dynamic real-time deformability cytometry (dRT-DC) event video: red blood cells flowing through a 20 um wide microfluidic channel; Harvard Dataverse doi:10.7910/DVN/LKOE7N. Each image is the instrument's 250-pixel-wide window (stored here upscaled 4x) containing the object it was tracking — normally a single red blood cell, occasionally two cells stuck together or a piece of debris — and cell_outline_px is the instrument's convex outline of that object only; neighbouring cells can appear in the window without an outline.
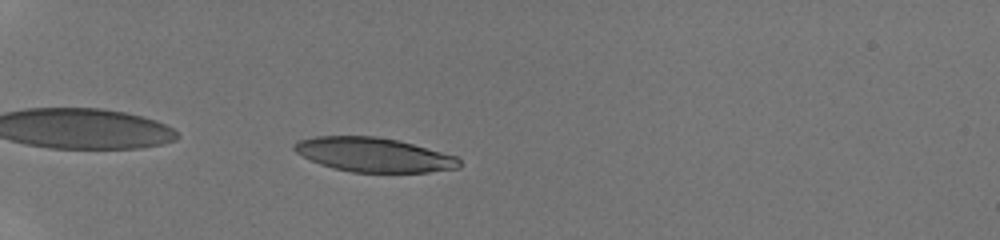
{"species": "human", "species_latin": "Homo sapiens", "temperature_condition": "room temperature", "stored_images_in_passage": 36, "camera_frame_rate_fps": 3000, "um_per_image_px": 0.085, "donor": {"sex": "male"}, "frame": {"image": 1, "passage_image": 2, "time_ms": 0.333, "image_size_px": [1000, 240], "cell_outline_px": [[460, 168], [428, 172], [352, 172], [332, 168], [320, 164], [296, 152], [292, 148], [292, 144], [296, 140], [316, 136], [376, 136], [396, 140], [412, 144], [456, 156], [460, 160]], "centroid_in_image_um": [31.73, 13.15], "position_along_channel_um": 53.3, "area_um2": 32.83}}
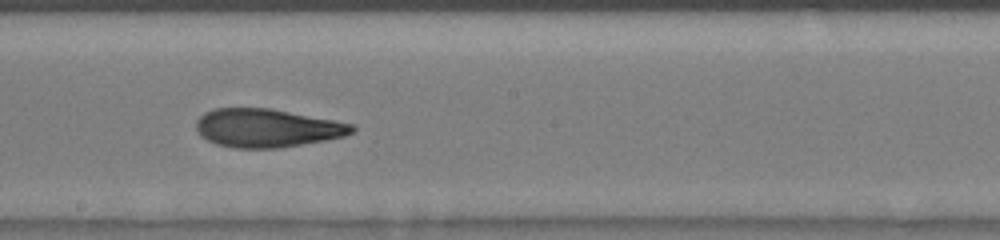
{"frame": {"image": 2, "passage_image": 17, "time_ms": 5.333, "image_size_px": [1000, 240], "cell_outline_px": [[356, 132], [344, 136], [324, 140], [280, 148], [232, 148], [216, 144], [200, 136], [196, 128], [196, 120], [204, 112], [212, 108], [272, 108], [356, 124]], "centroid_in_image_um": [22.7, 10.87], "position_along_channel_um": 225.5, "area_um2": 35.26}}
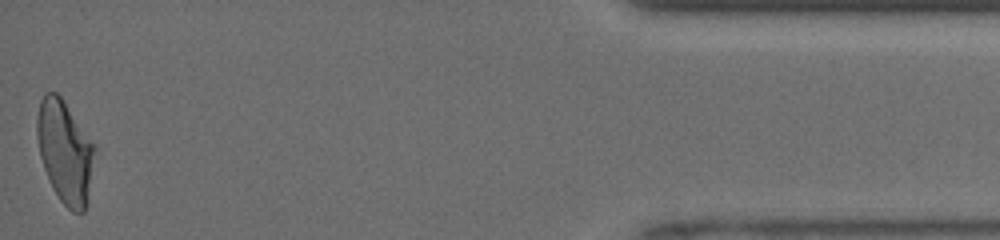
{"frame": {"image": 3, "passage_image": 36, "time_ms": 11.667, "image_size_px": [1000, 240], "cell_outline_px": [[96, 148], [84, 212], [72, 212], [60, 200], [52, 188], [44, 168], [40, 156], [36, 136], [36, 116], [40, 100], [44, 92], [56, 92], [60, 96]], "centroid_in_image_um": [5.48, 12.87], "position_along_channel_um": 429.7, "area_um2": 33.93}, "authors_computed_cell_mechanics": {"area_um2": 35.1424, "velocity_mm_per_s": 4.2183, "shape_relaxation_time_tau1_ms": null, "shape_relaxation_time_tau2_ms": 1.9172, "deformation_change_tau1": null, "deformation_change_tau2": 0.0965}}